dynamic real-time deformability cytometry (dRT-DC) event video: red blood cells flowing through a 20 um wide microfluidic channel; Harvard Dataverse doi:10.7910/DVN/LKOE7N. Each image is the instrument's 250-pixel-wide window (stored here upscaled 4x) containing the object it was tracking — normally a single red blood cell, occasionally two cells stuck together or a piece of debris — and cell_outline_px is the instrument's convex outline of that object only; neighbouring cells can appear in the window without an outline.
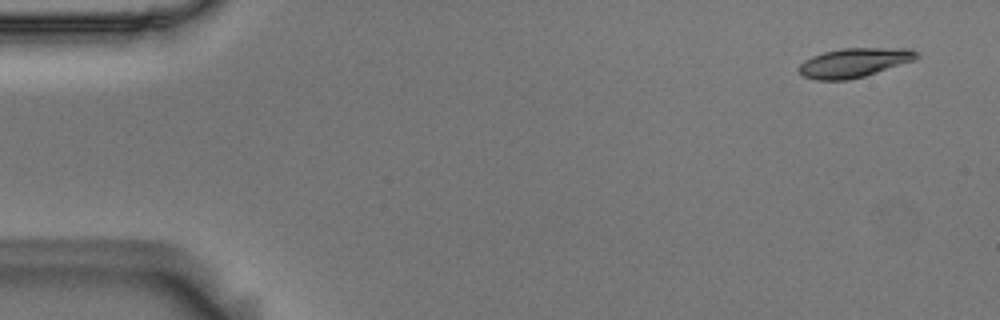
{"species": "Egyptian fruit bat (a non-hibernating species)", "species_latin": "Rousettus aegyptiacus", "temperature_condition": "room temperature", "stored_images_in_passage": 5, "camera_frame_rate_fps": 3000, "um_per_image_px": 0.085, "animal": {"sex": "male"}, "frame": {"image": 1, "passage_image": 1, "time_ms": 0.0, "image_size_px": [1000, 320], "cell_outline_px": [[920, 56], [916, 60], [864, 76], [848, 80], [816, 80], [804, 76], [796, 68], [804, 60], [812, 56], [824, 52], [844, 48], [912, 48], [920, 52]], "centroid_in_image_um": [72.65, 5.32], "position_along_channel_um": 12.4, "area_um2": 20.23}}
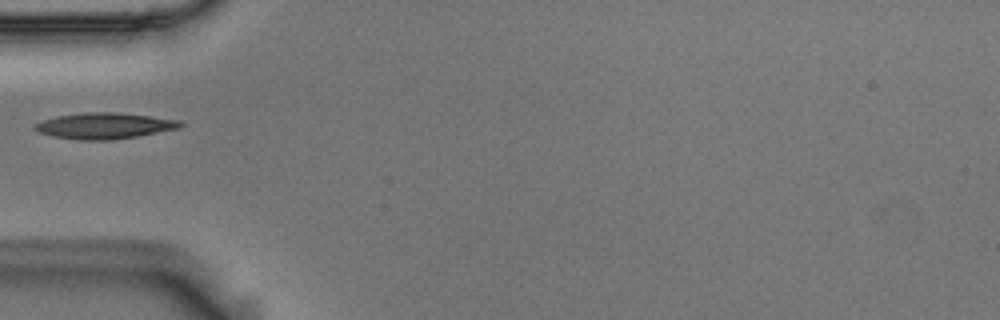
{"frame": {"image": 2, "passage_image": 4, "time_ms": 1.0, "image_size_px": [1000, 320], "cell_outline_px": [[184, 124], [180, 128], [136, 136], [108, 140], [80, 140], [52, 136], [40, 132], [32, 128], [32, 124], [56, 116], [84, 112], [116, 112], [180, 120]], "centroid_in_image_um": [8.84, 10.69], "position_along_channel_um": 76.2, "area_um2": 21.96}}
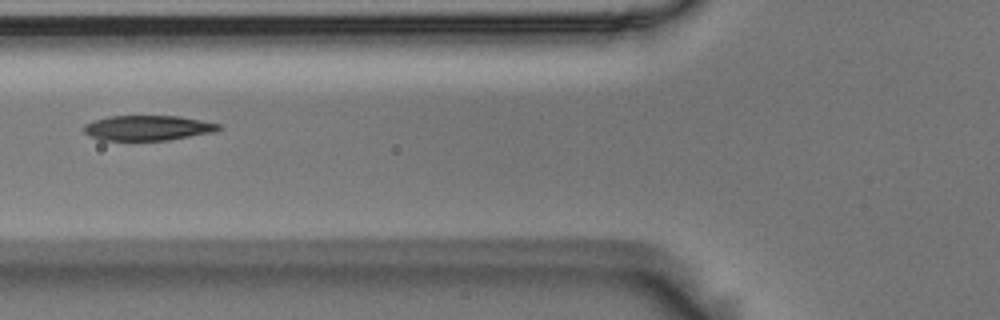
{"frame": {"image": 3, "passage_image": 5, "time_ms": 1.333, "image_size_px": [1000, 320], "cell_outline_px": [[224, 128], [216, 132], [168, 140], [100, 140], [88, 136], [84, 132], [84, 124], [92, 120], [108, 116], [180, 116], [220, 124]], "centroid_in_image_um": [12.56, 10.87], "position_along_channel_um": 113.2, "area_um2": 19.94}}